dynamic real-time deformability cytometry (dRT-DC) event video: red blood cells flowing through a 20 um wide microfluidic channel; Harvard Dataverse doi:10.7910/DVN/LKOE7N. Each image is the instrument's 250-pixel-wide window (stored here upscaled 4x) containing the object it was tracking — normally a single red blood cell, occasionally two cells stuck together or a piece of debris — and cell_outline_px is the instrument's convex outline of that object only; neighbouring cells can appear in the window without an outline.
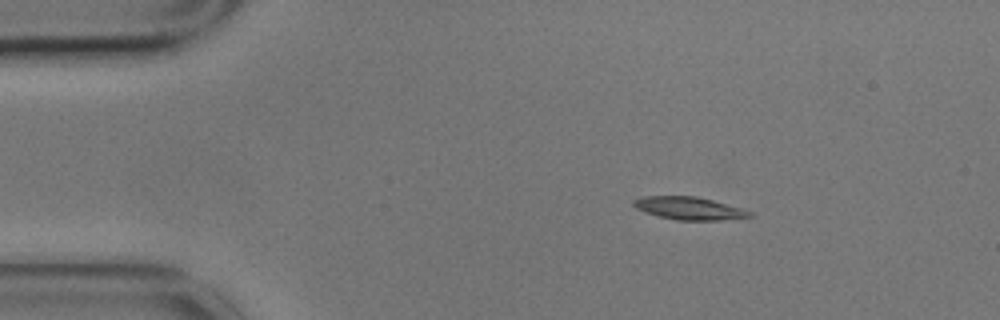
{"species": "common noctule bat (a hibernating species)", "species_latin": "Nyctalus noctula", "temperature_condition": "cold", "stored_images_in_passage": 3, "camera_frame_rate_fps": 3000, "um_per_image_px": 0.085, "animal": {"sex": "male", "body_mass_g": 17.9}, "frame": {"image": 1, "passage_image": 1, "time_ms": 0.0, "image_size_px": [1000, 320], "cell_outline_px": [[756, 216], [720, 220], [676, 220], [644, 212], [636, 208], [632, 204], [632, 200], [644, 196], [696, 196], [712, 200], [740, 208], [752, 212]], "centroid_in_image_um": [58.56, 17.7], "position_along_channel_um": 26.4, "area_um2": 15.32}}